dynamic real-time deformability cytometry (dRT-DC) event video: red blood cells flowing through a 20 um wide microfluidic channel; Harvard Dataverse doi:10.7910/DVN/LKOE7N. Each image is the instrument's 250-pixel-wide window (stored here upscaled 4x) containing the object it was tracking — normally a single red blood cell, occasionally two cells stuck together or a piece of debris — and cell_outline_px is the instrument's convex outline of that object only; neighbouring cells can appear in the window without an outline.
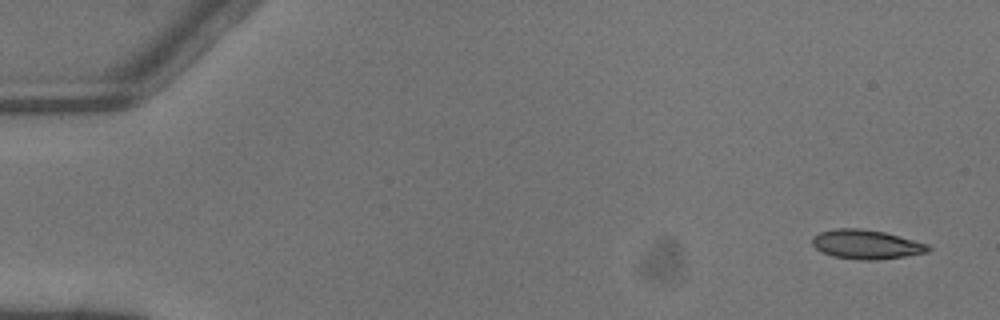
{"species": "common noctule bat (a hibernating species)", "species_latin": "Nyctalus noctula", "temperature_condition": "warm", "stored_images_in_passage": 4, "camera_frame_rate_fps": 3000, "um_per_image_px": 0.085, "animal": {"sex": "male", "body_mass_g": 13.3}, "frame": {"image": 1, "passage_image": 1, "time_ms": 0.0, "image_size_px": [1000, 320], "cell_outline_px": [[932, 248], [928, 252], [904, 256], [872, 260], [860, 260], [832, 256], [820, 252], [812, 244], [812, 236], [820, 232], [836, 228], [860, 228], [884, 232], [928, 244]], "centroid_in_image_um": [73.6, 20.77], "position_along_channel_um": 11.4, "area_um2": 19.71}}
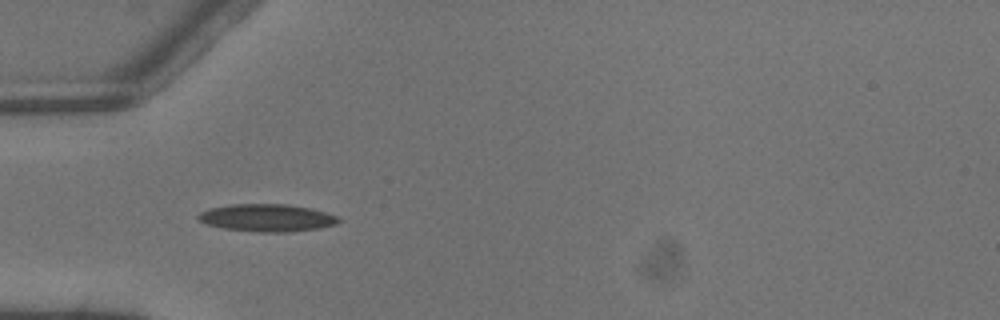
{"frame": {"image": 2, "passage_image": 4, "time_ms": 1.0, "image_size_px": [1000, 320], "cell_outline_px": [[344, 220], [336, 224], [320, 228], [288, 232], [260, 232], [224, 228], [208, 224], [200, 220], [196, 216], [200, 212], [208, 208], [232, 204], [288, 204], [312, 208], [336, 216]], "centroid_in_image_um": [22.72, 18.51], "position_along_channel_um": 62.3, "area_um2": 22.48}}